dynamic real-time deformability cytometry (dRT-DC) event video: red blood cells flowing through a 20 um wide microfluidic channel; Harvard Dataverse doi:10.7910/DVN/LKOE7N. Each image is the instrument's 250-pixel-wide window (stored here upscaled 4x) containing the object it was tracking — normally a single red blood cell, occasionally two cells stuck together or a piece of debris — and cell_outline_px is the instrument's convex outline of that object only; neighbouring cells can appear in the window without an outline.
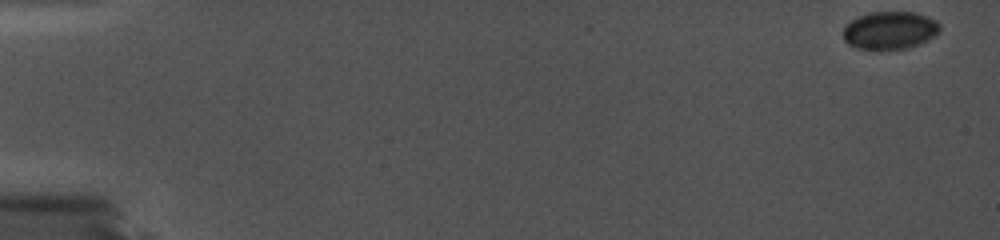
{"species": "common noctule bat (a hibernating species)", "species_latin": "Nyctalus noctula", "temperature_condition": "cold", "stored_images_in_passage": 34, "camera_frame_rate_fps": 5000, "um_per_image_px": 0.085, "animal": {"sex": "female", "body_mass_g": 19.0, "forearm_length_mm": 56.7}, "frame": {"image": 1, "passage_image": 1, "time_ms": 0.0, "image_size_px": [1000, 240], "cell_outline_px": [[940, 32], [928, 40], [908, 48], [856, 48], [848, 44], [844, 40], [844, 28], [852, 20], [860, 16], [872, 12], [916, 12], [928, 16], [936, 20], [940, 24]], "centroid_in_image_um": [75.69, 2.56], "position_along_channel_um": 9.3, "area_um2": 21.04}}
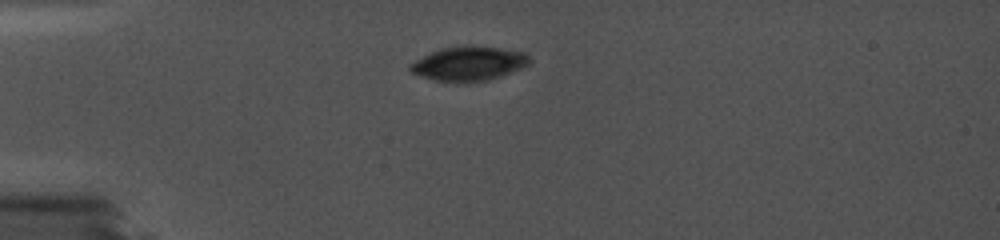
{"frame": {"image": 2, "passage_image": 25, "time_ms": 4.8, "image_size_px": [1000, 240], "cell_outline_px": [[532, 60], [528, 64], [520, 68], [500, 76], [488, 80], [464, 84], [436, 80], [420, 76], [412, 72], [408, 68], [408, 64], [440, 48], [468, 44], [500, 48], [524, 52]], "centroid_in_image_um": [39.83, 5.41], "position_along_channel_um": 45.2, "area_um2": 24.1}}